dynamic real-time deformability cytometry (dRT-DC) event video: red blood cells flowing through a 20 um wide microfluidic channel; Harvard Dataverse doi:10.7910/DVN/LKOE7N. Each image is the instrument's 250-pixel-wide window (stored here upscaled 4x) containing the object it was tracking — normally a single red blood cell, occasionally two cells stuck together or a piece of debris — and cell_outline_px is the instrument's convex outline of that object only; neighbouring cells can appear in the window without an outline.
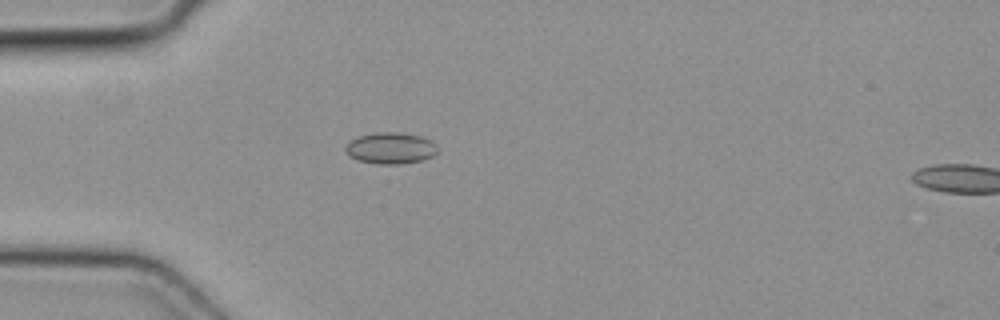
{"species": "common noctule bat (a hibernating species)", "species_latin": "Nyctalus noctula", "temperature_condition": "cold", "stored_images_in_passage": 39, "camera_frame_rate_fps": 3000, "um_per_image_px": 0.085, "animal": {"sex": "female", "body_mass_g": 19.3, "forearm_length_mm": 54.1}, "frame": {"image": 1, "passage_image": 4, "time_ms": 1.0, "image_size_px": [1000, 320], "cell_outline_px": [[436, 152], [432, 156], [424, 160], [400, 164], [376, 164], [356, 160], [348, 156], [344, 148], [348, 140], [360, 136], [376, 132], [400, 132], [420, 136], [432, 140], [436, 148]], "centroid_in_image_um": [33.15, 12.59], "position_along_channel_um": 51.8, "area_um2": 17.05}}
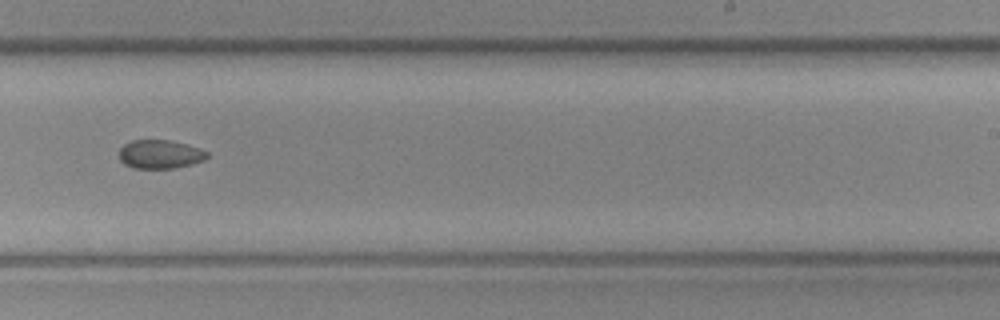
{"frame": {"image": 2, "passage_image": 21, "time_ms": 6.667, "image_size_px": [1000, 320], "cell_outline_px": [[208, 156], [204, 160], [172, 168], [132, 168], [124, 164], [120, 160], [120, 148], [124, 144], [132, 140], [172, 140], [188, 144], [200, 148], [208, 152]], "centroid_in_image_um": [13.6, 13.09], "position_along_channel_um": 275.4, "area_um2": 14.68}}
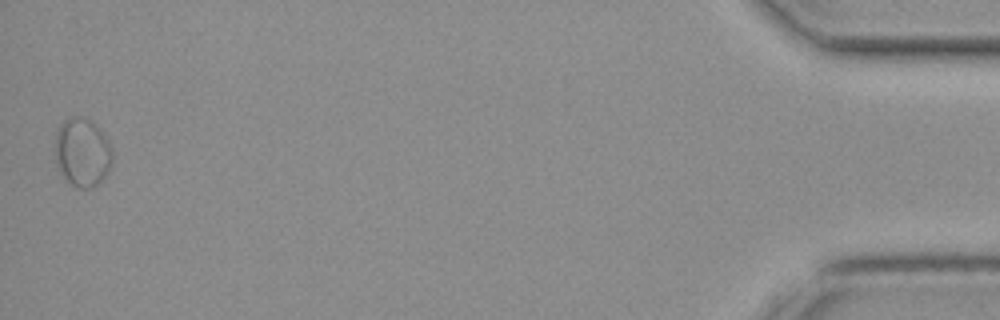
{"frame": {"image": 3, "passage_image": 39, "time_ms": 12.667, "image_size_px": [1000, 320], "cell_outline_px": [[112, 164], [104, 176], [96, 184], [88, 188], [80, 188], [72, 184], [60, 172], [56, 164], [56, 132], [60, 124], [64, 120], [72, 116], [80, 116], [92, 120], [100, 128], [108, 140], [112, 148]], "centroid_in_image_um": [7.01, 12.9], "position_along_channel_um": 428.2, "area_um2": 22.83}}